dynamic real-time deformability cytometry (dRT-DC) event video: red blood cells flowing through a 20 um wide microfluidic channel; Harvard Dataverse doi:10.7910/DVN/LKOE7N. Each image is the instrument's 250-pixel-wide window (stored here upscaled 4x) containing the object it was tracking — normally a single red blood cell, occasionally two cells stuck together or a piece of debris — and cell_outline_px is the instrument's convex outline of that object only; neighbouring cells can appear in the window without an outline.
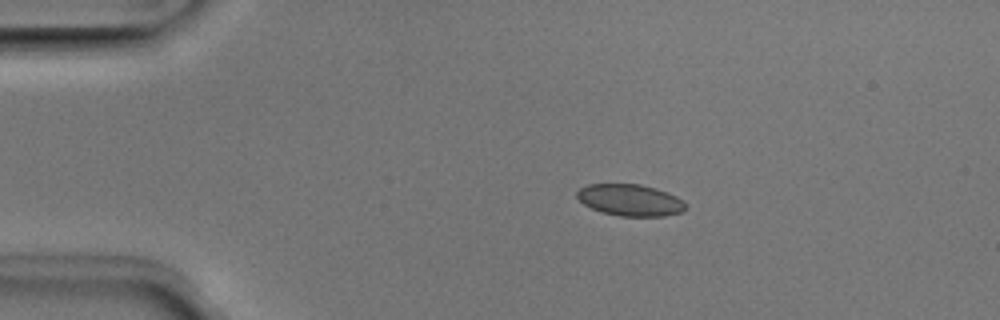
{"species": "Egyptian fruit bat (a non-hibernating species)", "species_latin": "Rousettus aegyptiacus", "temperature_condition": "room temperature", "stored_images_in_passage": 42, "camera_frame_rate_fps": 3000, "um_per_image_px": 0.085, "animal": {"sex": "male"}, "frame": {"image": 1, "passage_image": 1, "time_ms": 0.0, "image_size_px": [1000, 320], "cell_outline_px": [[684, 208], [680, 212], [664, 216], [620, 216], [600, 212], [584, 204], [576, 196], [576, 192], [580, 188], [588, 184], [640, 184], [656, 188], [668, 192], [684, 200]], "centroid_in_image_um": [53.54, 17.0], "position_along_channel_um": 31.5, "area_um2": 20.0}}
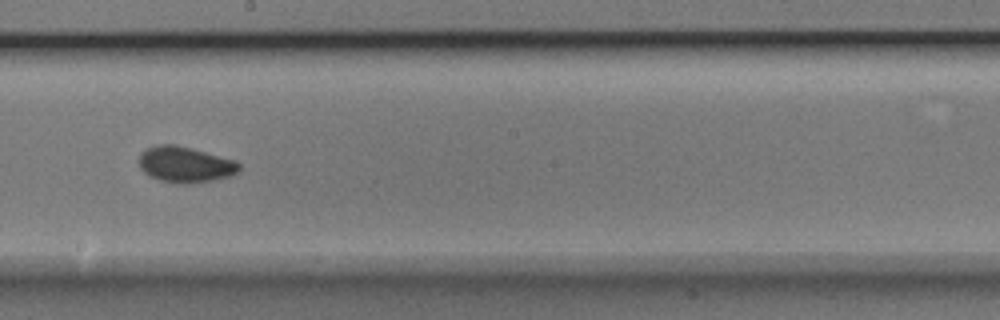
{"frame": {"image": 2, "passage_image": 20, "time_ms": 6.333, "image_size_px": [1000, 320], "cell_outline_px": [[240, 172], [232, 176], [212, 180], [184, 184], [176, 184], [160, 180], [148, 176], [140, 168], [140, 156], [148, 148], [160, 144], [176, 144], [236, 160], [240, 164]], "centroid_in_image_um": [15.78, 13.99], "position_along_channel_um": 232.4, "area_um2": 20.98}}
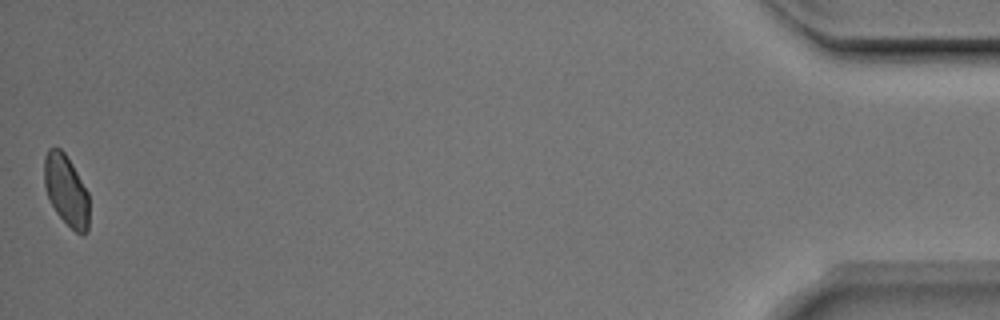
{"frame": {"image": 3, "passage_image": 42, "time_ms": 13.667, "image_size_px": [1000, 320], "cell_outline_px": [[88, 232], [84, 236], [76, 232], [56, 212], [48, 196], [44, 184], [44, 156], [48, 148], [60, 148], [64, 152], [72, 164], [88, 192]], "centroid_in_image_um": [5.63, 16.17], "position_along_channel_um": 429.6, "area_um2": 18.38}, "authors_computed_cell_mechanics": {"area_um2": 20.0855, "velocity_mm_per_s": 3.9635, "shape_relaxation_time_tau1_ms": 2.0335, "shape_relaxation_time_tau2_ms": 2.1355, "deformation_change_tau1": 0.0815, "deformation_change_tau2": 0.0575}}